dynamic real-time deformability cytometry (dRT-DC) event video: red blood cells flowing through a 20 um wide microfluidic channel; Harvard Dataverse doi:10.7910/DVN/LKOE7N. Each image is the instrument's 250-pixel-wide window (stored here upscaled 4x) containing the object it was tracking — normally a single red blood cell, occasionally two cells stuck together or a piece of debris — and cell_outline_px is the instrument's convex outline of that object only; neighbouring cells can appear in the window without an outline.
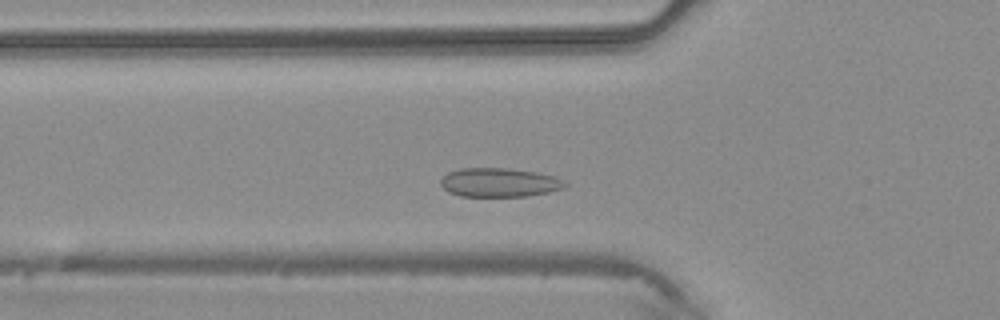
{"species": "common noctule bat (a hibernating species)", "species_latin": "Nyctalus noctula", "temperature_condition": "warm", "stored_images_in_passage": 37, "camera_frame_rate_fps": 3000, "um_per_image_px": 0.085, "animal": {"sex": "male", "body_mass_g": 20.4}, "frame": {"image": 1, "passage_image": 8, "time_ms": 2.333, "image_size_px": [1000, 320], "cell_outline_px": [[568, 184], [564, 188], [548, 192], [528, 196], [460, 196], [448, 192], [440, 184], [440, 180], [448, 172], [460, 168], [508, 168], [536, 172], [556, 176]], "centroid_in_image_um": [42.44, 15.51], "position_along_channel_um": 83.4, "area_um2": 21.04}}
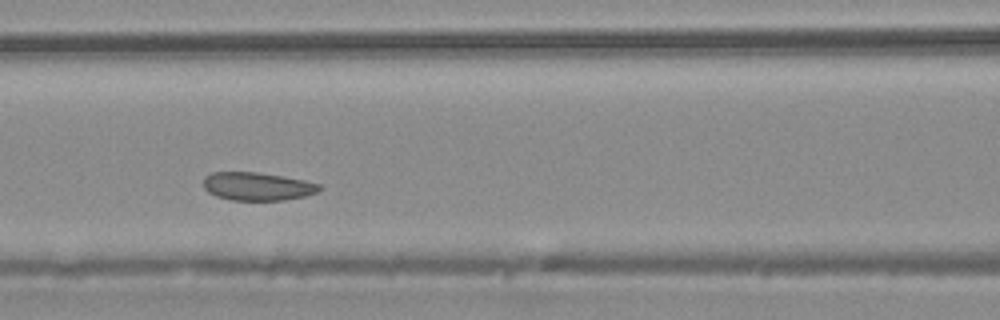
{"frame": {"image": 2, "passage_image": 12, "time_ms": 3.667, "image_size_px": [1000, 320], "cell_outline_px": [[324, 188], [316, 192], [304, 196], [284, 200], [232, 200], [216, 196], [208, 192], [204, 188], [204, 176], [212, 172], [256, 172], [284, 176], [304, 180], [320, 184]], "centroid_in_image_um": [21.88, 15.83], "position_along_channel_um": 144.7, "area_um2": 19.07}}
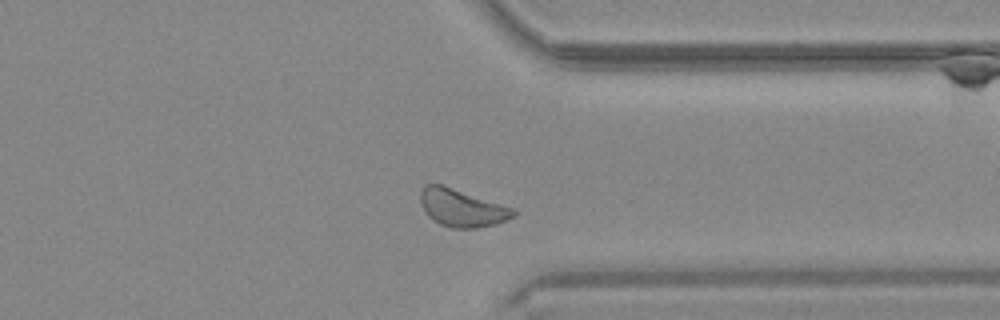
{"frame": {"image": 3, "passage_image": 27, "time_ms": 8.667, "image_size_px": [1000, 320], "cell_outline_px": [[516, 216], [496, 224], [476, 228], [452, 228], [440, 224], [432, 220], [428, 216], [420, 204], [420, 192], [424, 184], [440, 184], [512, 208], [516, 212]], "centroid_in_image_um": [39.22, 17.69], "position_along_channel_um": 372.2, "area_um2": 20.11}}